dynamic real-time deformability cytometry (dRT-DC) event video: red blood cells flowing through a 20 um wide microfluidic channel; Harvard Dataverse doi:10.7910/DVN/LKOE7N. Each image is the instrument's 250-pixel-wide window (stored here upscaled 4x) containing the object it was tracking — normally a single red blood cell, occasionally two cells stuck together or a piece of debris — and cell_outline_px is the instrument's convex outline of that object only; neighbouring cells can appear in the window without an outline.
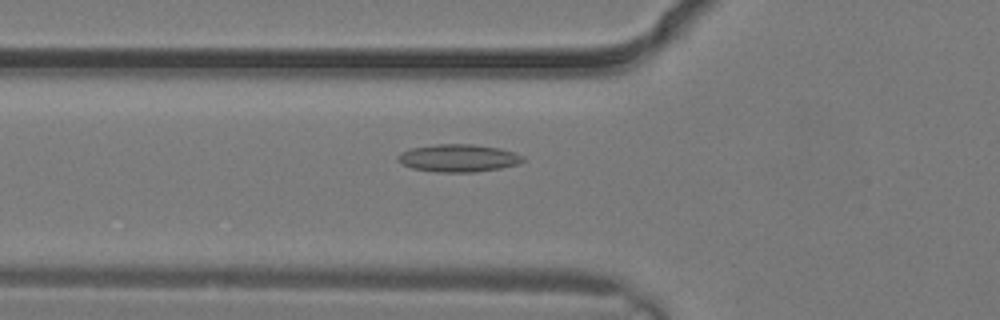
{"species": "common noctule bat (a hibernating species)", "species_latin": "Nyctalus noctula", "temperature_condition": "warm", "stored_images_in_passage": 3, "camera_frame_rate_fps": 3000, "um_per_image_px": 0.085, "animal": {"sex": "male", "body_mass_g": 19.2, "forearm_length_mm": 51.8}, "frame": {"image": 1, "passage_image": 2, "time_ms": 0.333, "image_size_px": [1000, 320], "cell_outline_px": [[524, 160], [520, 164], [500, 168], [476, 172], [436, 172], [412, 168], [400, 164], [396, 160], [396, 156], [400, 152], [412, 148], [436, 144], [472, 144], [500, 148], [524, 156]], "centroid_in_image_um": [38.93, 13.44], "position_along_channel_um": 86.9, "area_um2": 20.29}}